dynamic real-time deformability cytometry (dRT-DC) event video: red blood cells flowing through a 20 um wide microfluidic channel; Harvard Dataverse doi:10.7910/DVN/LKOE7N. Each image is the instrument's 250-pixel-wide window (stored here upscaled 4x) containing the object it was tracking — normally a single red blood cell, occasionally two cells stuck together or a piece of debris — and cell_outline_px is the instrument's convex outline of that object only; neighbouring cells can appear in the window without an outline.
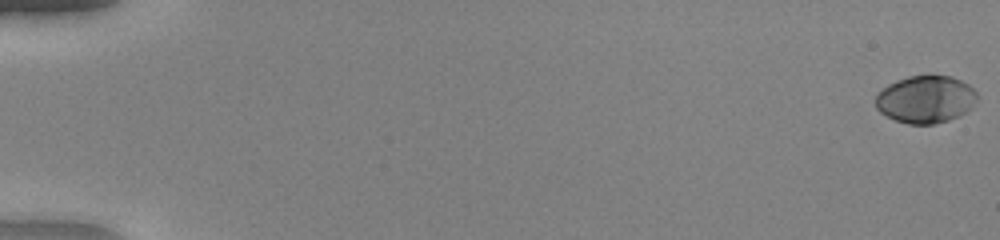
{"species": "human", "species_latin": "Homo sapiens", "temperature_condition": "warm", "stored_images_in_passage": 53, "camera_frame_rate_fps": 3000, "um_per_image_px": 0.085, "donor": {"sex": "female"}, "frame": {"image": 1, "passage_image": 1, "time_ms": 0.0, "image_size_px": [1000, 240], "cell_outline_px": [[976, 100], [972, 108], [968, 112], [960, 116], [936, 124], [908, 124], [896, 120], [880, 112], [876, 108], [876, 96], [888, 84], [896, 80], [908, 76], [952, 76], [968, 84], [976, 92]], "centroid_in_image_um": [78.7, 8.45], "position_along_channel_um": 6.3, "area_um2": 28.03}}
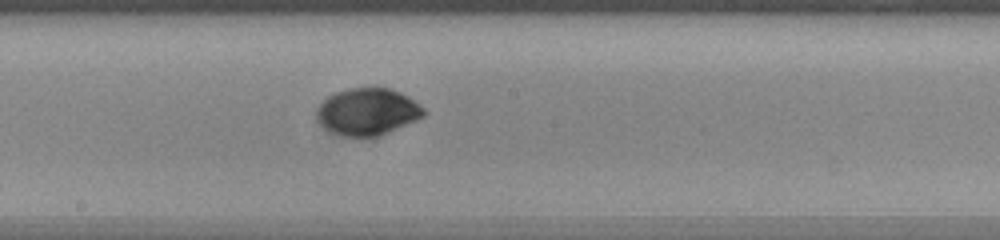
{"frame": {"image": 2, "passage_image": 31, "time_ms": 10.0, "image_size_px": [1000, 240], "cell_outline_px": [[424, 116], [416, 120], [380, 136], [344, 136], [332, 132], [324, 128], [320, 124], [316, 116], [316, 108], [328, 96], [336, 92], [348, 88], [388, 88], [400, 92], [408, 96], [420, 104], [424, 108]], "centroid_in_image_um": [31.23, 9.49], "position_along_channel_um": 217.0, "area_um2": 29.25}}
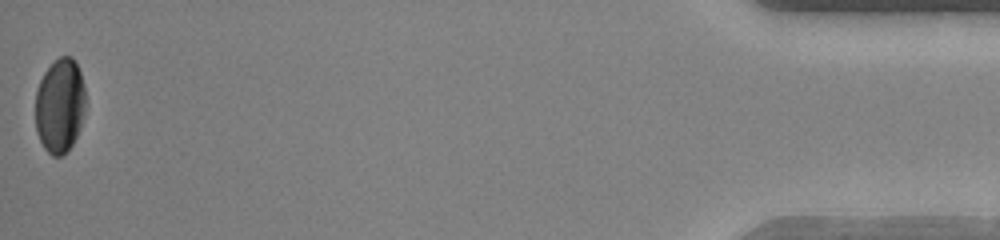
{"frame": {"image": 3, "passage_image": 53, "time_ms": 17.333, "image_size_px": [1000, 240], "cell_outline_px": [[84, 112], [80, 128], [72, 144], [60, 156], [52, 156], [44, 148], [36, 132], [36, 88], [44, 72], [60, 56], [72, 56], [80, 72], [84, 84]], "centroid_in_image_um": [5.08, 8.97], "position_along_channel_um": 430.1, "area_um2": 27.4}, "authors_computed_cell_mechanics": {"area_um2": 28.2642, "velocity_mm_per_s": 4.0658, "shape_relaxation_time_tau1_ms": 3.4355, "shape_relaxation_time_tau2_ms": null, "deformation_change_tau1": 0.1887, "deformation_change_tau2": null}}